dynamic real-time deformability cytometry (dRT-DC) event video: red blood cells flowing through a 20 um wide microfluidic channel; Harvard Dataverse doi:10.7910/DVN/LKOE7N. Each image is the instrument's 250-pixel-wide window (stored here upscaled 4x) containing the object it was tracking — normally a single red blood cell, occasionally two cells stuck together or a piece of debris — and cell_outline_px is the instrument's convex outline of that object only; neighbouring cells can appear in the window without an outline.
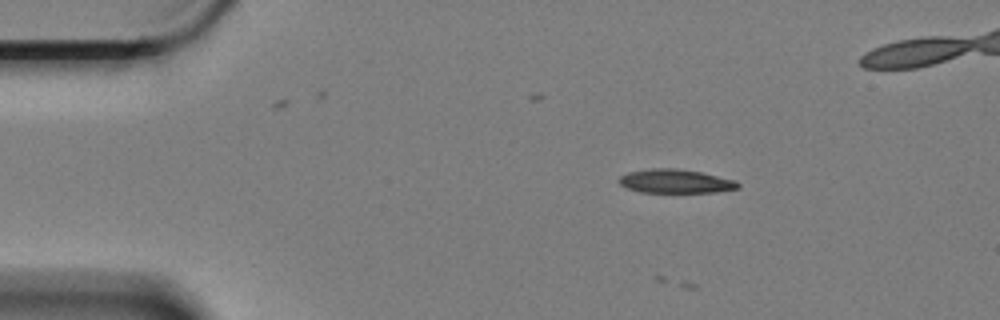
{"species": "Egyptian fruit bat (a non-hibernating species)", "species_latin": "Rousettus aegyptiacus", "temperature_condition": "cold", "stored_images_in_passage": 16, "camera_frame_rate_fps": 3000, "um_per_image_px": 0.085, "animal": {"sex": "female"}, "frame": {"image": 1, "passage_image": 8, "time_ms": 2.333, "image_size_px": [1000, 320], "cell_outline_px": [[740, 188], [716, 192], [640, 192], [628, 188], [620, 184], [616, 180], [620, 176], [628, 172], [648, 168], [676, 168], [700, 172], [736, 180], [740, 184]], "centroid_in_image_um": [57.4, 15.4], "position_along_channel_um": 27.6, "area_um2": 16.59}}